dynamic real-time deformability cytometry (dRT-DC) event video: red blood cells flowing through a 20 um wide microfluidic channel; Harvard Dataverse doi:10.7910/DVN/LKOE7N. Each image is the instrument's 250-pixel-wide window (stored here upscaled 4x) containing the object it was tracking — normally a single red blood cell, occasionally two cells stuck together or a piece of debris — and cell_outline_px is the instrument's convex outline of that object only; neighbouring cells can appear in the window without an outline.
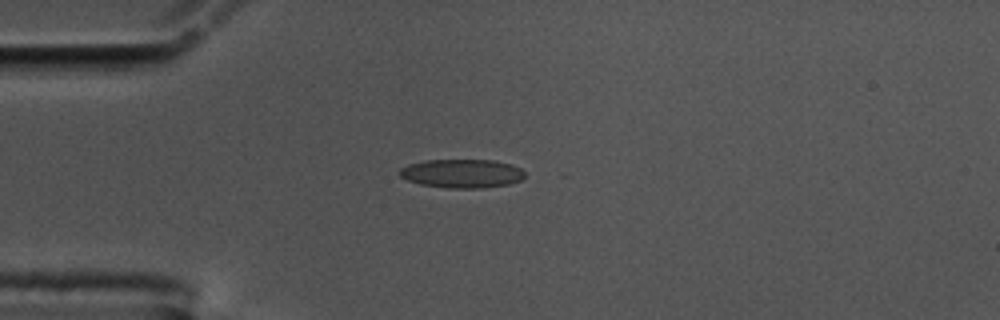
{"species": "common noctule bat (a hibernating species)", "species_latin": "Nyctalus noctula", "temperature_condition": "cold", "stored_images_in_passage": 43, "camera_frame_rate_fps": 3000, "um_per_image_px": 0.085, "animal": {"sex": "male", "body_mass_g": 17.5, "forearm_length_mm": 52.3}, "frame": {"image": 1, "passage_image": 1, "time_ms": 0.0, "image_size_px": [1000, 320], "cell_outline_px": [[524, 176], [520, 180], [508, 184], [484, 188], [448, 188], [420, 184], [408, 180], [400, 176], [396, 172], [400, 168], [408, 164], [424, 160], [492, 160], [512, 164], [520, 168], [524, 172]], "centroid_in_image_um": [39.23, 14.74], "position_along_channel_um": 45.8, "area_um2": 21.04}}
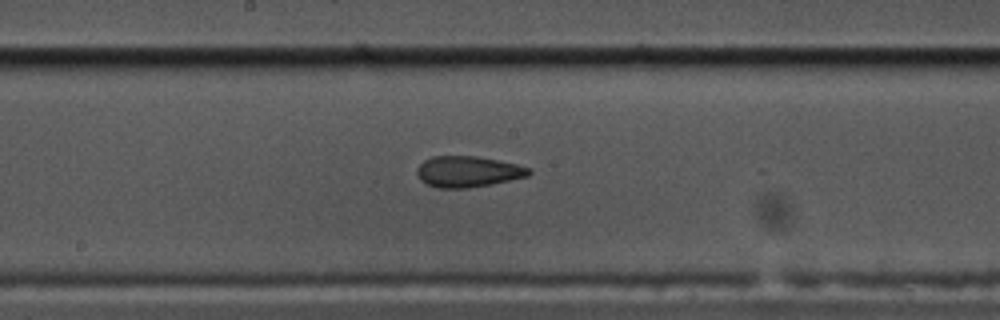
{"frame": {"image": 2, "passage_image": 16, "time_ms": 5.0, "image_size_px": [1000, 320], "cell_outline_px": [[532, 172], [528, 176], [492, 184], [468, 188], [436, 188], [420, 180], [416, 172], [416, 168], [424, 160], [432, 156], [476, 156], [516, 164], [532, 168]], "centroid_in_image_um": [39.76, 14.59], "position_along_channel_um": 208.4, "area_um2": 20.29}}
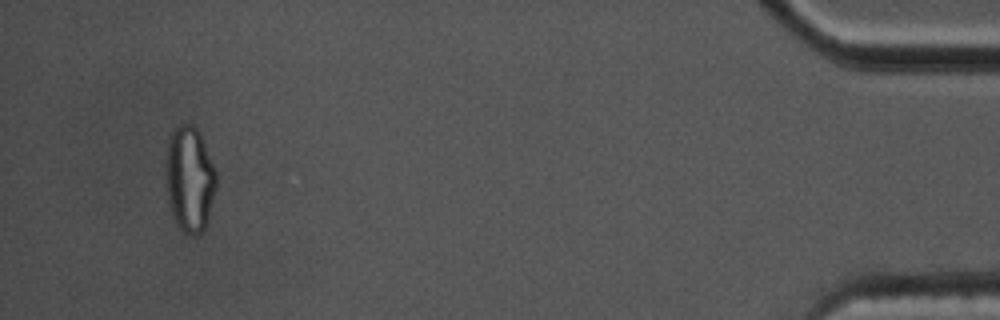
{"frame": {"image": 3, "passage_image": 40, "time_ms": 13.0, "image_size_px": [1000, 320], "cell_outline_px": [[216, 188], [208, 220], [204, 228], [196, 236], [192, 236], [184, 232], [176, 224], [172, 216], [168, 204], [164, 176], [164, 168], [168, 136], [172, 128], [176, 124], [192, 124], [200, 132], [216, 168]], "centroid_in_image_um": [16.08, 15.18], "position_along_channel_um": 419.1, "area_um2": 32.19}, "authors_computed_cell_mechanics": {"area_um2": 20.519, "velocity_mm_per_s": 3.5699, "shape_relaxation_time_tau1_ms": 9.6166, "shape_relaxation_time_tau2_ms": 2.1877, "deformation_change_tau1": 0.2124, "deformation_change_tau2": 0.1074}}